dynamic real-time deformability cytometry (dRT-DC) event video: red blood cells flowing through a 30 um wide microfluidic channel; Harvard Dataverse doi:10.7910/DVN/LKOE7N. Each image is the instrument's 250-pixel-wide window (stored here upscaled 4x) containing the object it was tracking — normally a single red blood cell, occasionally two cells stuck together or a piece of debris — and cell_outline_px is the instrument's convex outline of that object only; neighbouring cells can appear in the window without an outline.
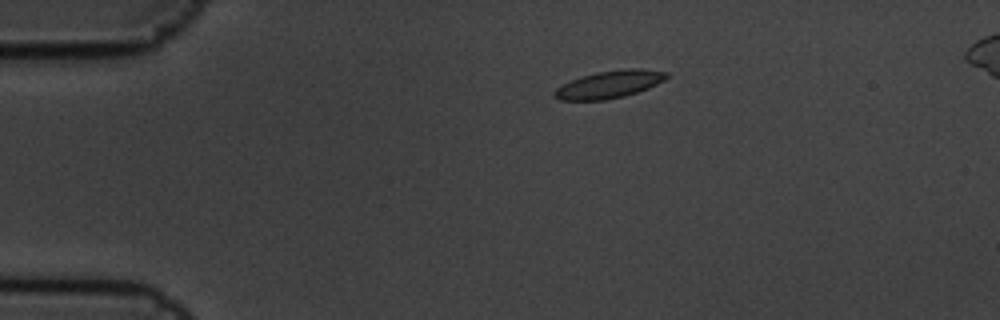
{"species": "common noctule bat (a hibernating species)", "species_latin": "Nyctalus noctula", "temperature_condition": "cold", "stored_images_in_passage": 6, "camera_frame_rate_fps": 3000, "um_per_image_px": 0.085, "animal": {"sex": "male", "body_mass_g": 19.5, "forearm_length_mm": 54.6}, "frame": {"image": 1, "passage_image": 3, "time_ms": 0.667, "image_size_px": [1000, 320], "cell_outline_px": [[668, 76], [664, 80], [648, 88], [624, 96], [604, 100], [560, 100], [552, 96], [552, 92], [556, 88], [580, 76], [596, 72], [628, 68], [640, 68], [668, 72]], "centroid_in_image_um": [51.77, 7.17], "position_along_channel_um": 33.2, "area_um2": 17.92}}
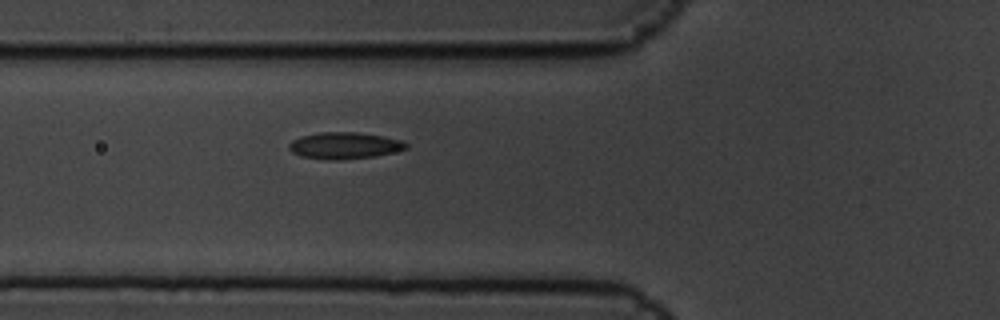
{"frame": {"image": 2, "passage_image": 6, "time_ms": 1.667, "image_size_px": [1000, 320], "cell_outline_px": [[408, 148], [376, 156], [340, 160], [328, 160], [300, 156], [292, 152], [288, 148], [288, 144], [292, 140], [300, 136], [320, 132], [356, 132], [384, 136], [400, 140], [408, 144]], "centroid_in_image_um": [29.25, 12.37], "position_along_channel_um": 96.6, "area_um2": 18.26}}